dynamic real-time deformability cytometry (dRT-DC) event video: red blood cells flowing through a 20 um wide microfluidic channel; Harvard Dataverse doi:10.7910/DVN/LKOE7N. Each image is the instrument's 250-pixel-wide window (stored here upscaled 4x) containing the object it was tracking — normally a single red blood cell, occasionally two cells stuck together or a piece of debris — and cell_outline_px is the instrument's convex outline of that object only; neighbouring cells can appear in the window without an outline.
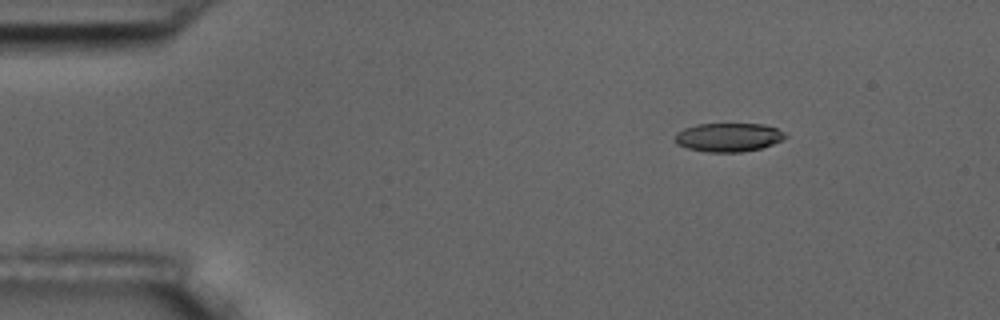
{"species": "common noctule bat (a hibernating species)", "species_latin": "Nyctalus noctula", "temperature_condition": "room temperature", "stored_images_in_passage": 9, "camera_frame_rate_fps": 3000, "um_per_image_px": 0.085, "animal": {"sex": "male", "body_mass_g": 17.5, "forearm_length_mm": 52.3}, "frame": {"image": 1, "passage_image": 2, "time_ms": 2.0, "image_size_px": [1000, 320], "cell_outline_px": [[788, 136], [772, 144], [760, 148], [740, 152], [708, 152], [688, 148], [676, 144], [676, 132], [684, 128], [696, 124], [764, 124], [776, 128], [784, 132]], "centroid_in_image_um": [61.9, 11.66], "position_along_channel_um": 23.1, "area_um2": 18.32}}
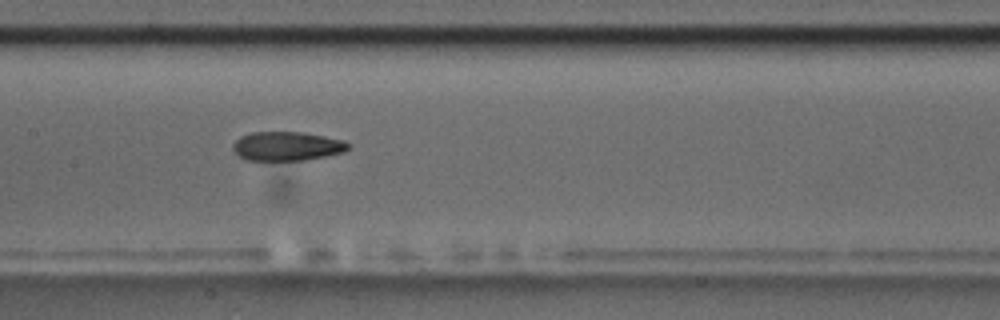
{"frame": {"image": 2, "passage_image": 8, "time_ms": 8.667, "image_size_px": [1000, 320], "cell_outline_px": [[352, 144], [344, 152], [304, 160], [248, 160], [240, 156], [232, 148], [232, 144], [240, 136], [252, 132], [300, 132], [324, 136], [340, 140]], "centroid_in_image_um": [24.37, 12.42], "position_along_channel_um": 183.0, "area_um2": 19.31}}
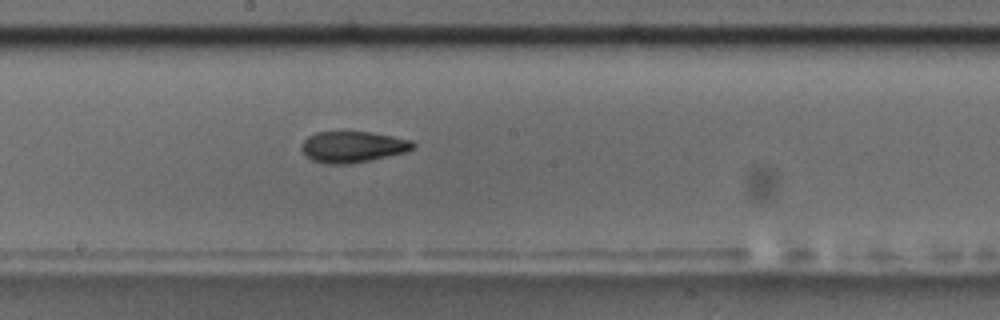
{"frame": {"image": 3, "passage_image": 9, "time_ms": 9.667, "image_size_px": [1000, 320], "cell_outline_px": [[416, 144], [408, 152], [348, 164], [328, 164], [312, 160], [304, 156], [300, 148], [300, 144], [308, 136], [316, 132], [372, 132], [412, 140]], "centroid_in_image_um": [29.95, 12.48], "position_along_channel_um": 218.2, "area_um2": 20.35}}